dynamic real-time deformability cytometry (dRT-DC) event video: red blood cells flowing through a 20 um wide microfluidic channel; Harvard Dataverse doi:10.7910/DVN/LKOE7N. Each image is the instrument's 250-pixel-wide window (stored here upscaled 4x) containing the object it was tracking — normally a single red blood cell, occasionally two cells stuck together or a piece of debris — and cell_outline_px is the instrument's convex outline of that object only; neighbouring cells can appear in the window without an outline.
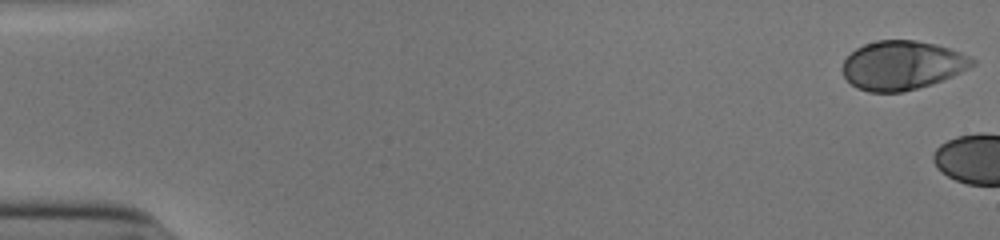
{"species": "human", "species_latin": "Homo sapiens", "temperature_condition": "cold", "stored_images_in_passage": 5, "camera_frame_rate_fps": 3000, "um_per_image_px": 0.085, "donor": {"sex": "male"}, "frame": {"image": 1, "passage_image": 1, "time_ms": 0.0, "image_size_px": [1000, 240], "cell_outline_px": [[976, 64], [952, 76], [916, 88], [900, 92], [868, 92], [856, 88], [844, 76], [840, 68], [844, 60], [856, 48], [864, 44], [876, 40], [916, 40], [936, 44], [960, 52], [976, 60]], "centroid_in_image_um": [76.64, 5.54], "position_along_channel_um": 8.4, "area_um2": 36.88}}